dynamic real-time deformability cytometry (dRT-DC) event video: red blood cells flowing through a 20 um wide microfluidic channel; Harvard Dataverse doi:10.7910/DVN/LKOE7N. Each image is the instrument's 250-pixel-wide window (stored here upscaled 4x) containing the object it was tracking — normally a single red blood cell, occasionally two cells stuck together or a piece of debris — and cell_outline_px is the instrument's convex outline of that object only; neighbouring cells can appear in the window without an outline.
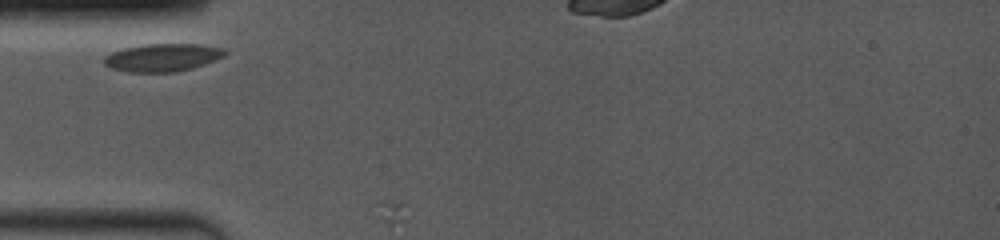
{"species": "common noctule bat (a hibernating species)", "species_latin": "Nyctalus noctula", "temperature_condition": "room temperature", "stored_images_in_passage": 2, "camera_frame_rate_fps": 4000, "um_per_image_px": 0.085, "animal": {"sex": "female", "body_mass_g": 19.0, "forearm_length_mm": 53.3}, "frame": {"image": 1, "passage_image": 1, "time_ms": 0.0, "image_size_px": [1000, 240], "cell_outline_px": [[228, 52], [224, 56], [204, 64], [192, 68], [176, 72], [128, 72], [112, 68], [104, 64], [104, 56], [112, 52], [124, 48], [144, 44], [200, 44], [224, 48]], "centroid_in_image_um": [13.83, 4.88], "position_along_channel_um": 71.2, "area_um2": 19.59}}